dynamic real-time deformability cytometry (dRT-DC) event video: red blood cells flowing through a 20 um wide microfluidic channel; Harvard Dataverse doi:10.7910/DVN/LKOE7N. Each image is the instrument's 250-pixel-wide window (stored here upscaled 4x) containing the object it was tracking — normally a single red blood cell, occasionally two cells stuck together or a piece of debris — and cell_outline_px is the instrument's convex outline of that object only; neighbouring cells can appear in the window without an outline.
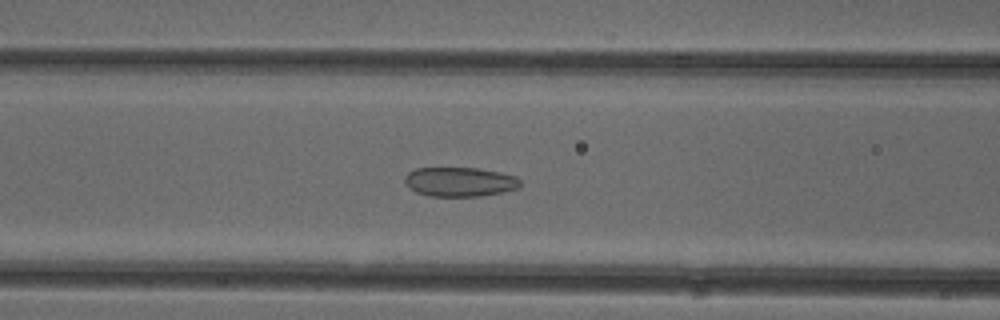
{"species": "common noctule bat (a hibernating species)", "species_latin": "Nyctalus noctula", "temperature_condition": "cold", "stored_images_in_passage": 44, "camera_frame_rate_fps": 3000, "um_per_image_px": 0.085, "animal": {"sex": "female"}, "frame": {"image": 1, "passage_image": 16, "time_ms": 5.0, "image_size_px": [1000, 320], "cell_outline_px": [[520, 188], [504, 192], [480, 196], [428, 196], [416, 192], [404, 184], [404, 176], [408, 172], [416, 168], [476, 168], [500, 172], [516, 176], [520, 180]], "centroid_in_image_um": [39.07, 15.46], "position_along_channel_um": 127.5, "area_um2": 19.94}}
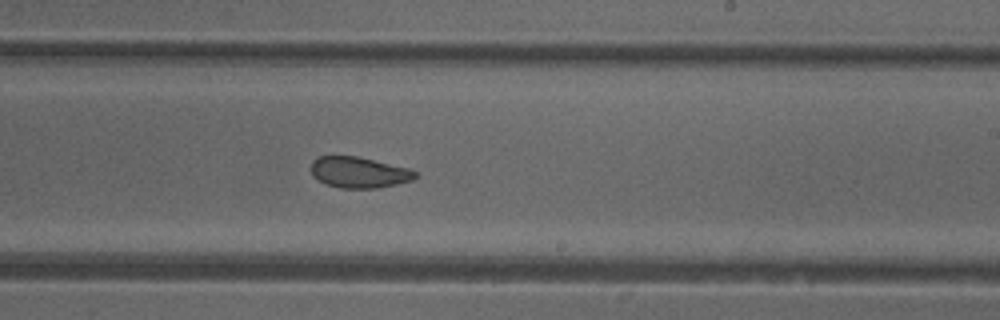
{"frame": {"image": 2, "passage_image": 26, "time_ms": 8.333, "image_size_px": [1000, 320], "cell_outline_px": [[416, 176], [412, 180], [396, 184], [376, 188], [340, 188], [328, 184], [312, 176], [312, 160], [320, 156], [356, 156], [408, 168], [416, 172]], "centroid_in_image_um": [30.5, 14.65], "position_along_channel_um": 258.5, "area_um2": 18.5}}
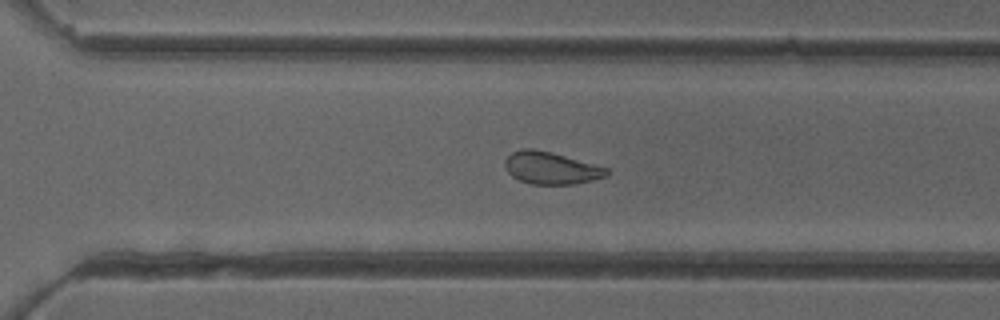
{"frame": {"image": 3, "passage_image": 31, "time_ms": 10.0, "image_size_px": [1000, 320], "cell_outline_px": [[608, 176], [592, 180], [572, 184], [532, 184], [520, 180], [512, 176], [504, 168], [504, 160], [512, 152], [520, 148], [532, 148], [552, 152], [608, 168]], "centroid_in_image_um": [46.8, 14.27], "position_along_channel_um": 323.8, "area_um2": 19.13}, "authors_computed_cell_mechanics": {"area_um2": 19.3919, "velocity_mm_per_s": 3.9388, "shape_relaxation_time_tau1_ms": null, "shape_relaxation_time_tau2_ms": 2.009, "deformation_change_tau1": null, "deformation_change_tau2": 0.0891}}